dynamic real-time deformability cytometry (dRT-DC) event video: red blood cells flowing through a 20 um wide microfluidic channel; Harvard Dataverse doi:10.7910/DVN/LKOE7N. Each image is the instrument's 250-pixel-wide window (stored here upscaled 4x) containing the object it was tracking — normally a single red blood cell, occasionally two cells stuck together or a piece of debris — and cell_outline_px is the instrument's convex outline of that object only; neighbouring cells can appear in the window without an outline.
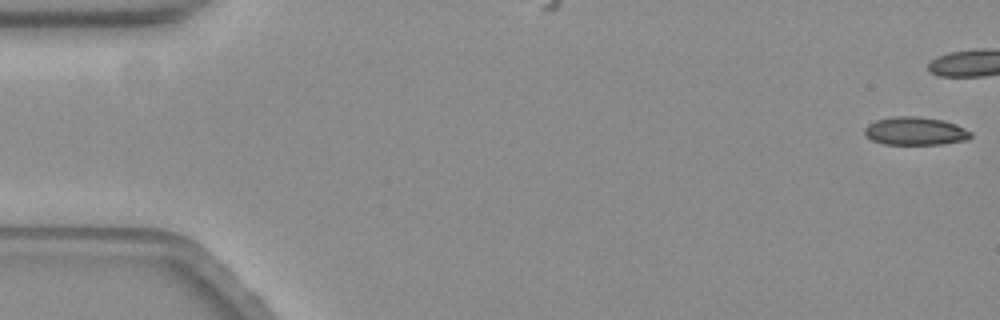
{"species": "common noctule bat (a hibernating species)", "species_latin": "Nyctalus noctula", "temperature_condition": "warm", "stored_images_in_passage": 46, "camera_frame_rate_fps": 3000, "um_per_image_px": 0.085, "animal": {"sex": "female", "body_mass_g": 19.3, "forearm_length_mm": 54.1}, "frame": {"image": 1, "passage_image": 1, "time_ms": 0.0, "image_size_px": [1000, 320], "cell_outline_px": [[972, 136], [968, 140], [940, 144], [884, 144], [872, 140], [864, 132], [864, 128], [868, 124], [876, 120], [892, 116], [916, 116], [944, 120], [956, 124], [972, 132]], "centroid_in_image_um": [77.82, 11.13], "position_along_channel_um": 7.2, "area_um2": 17.46}}